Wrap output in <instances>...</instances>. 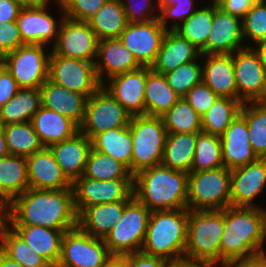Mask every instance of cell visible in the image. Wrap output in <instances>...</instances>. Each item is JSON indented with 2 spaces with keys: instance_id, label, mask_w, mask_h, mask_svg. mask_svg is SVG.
Returning <instances> with one entry per match:
<instances>
[{
  "instance_id": "8fae6325",
  "label": "cell",
  "mask_w": 266,
  "mask_h": 267,
  "mask_svg": "<svg viewBox=\"0 0 266 267\" xmlns=\"http://www.w3.org/2000/svg\"><path fill=\"white\" fill-rule=\"evenodd\" d=\"M111 257L102 238L93 237L77 226L64 233L56 267H101Z\"/></svg>"
},
{
  "instance_id": "e0dca14e",
  "label": "cell",
  "mask_w": 266,
  "mask_h": 267,
  "mask_svg": "<svg viewBox=\"0 0 266 267\" xmlns=\"http://www.w3.org/2000/svg\"><path fill=\"white\" fill-rule=\"evenodd\" d=\"M212 1L213 21L207 39L206 54H233L246 48L241 44L244 39L242 18L225 12L215 0Z\"/></svg>"
},
{
  "instance_id": "5b68a950",
  "label": "cell",
  "mask_w": 266,
  "mask_h": 267,
  "mask_svg": "<svg viewBox=\"0 0 266 267\" xmlns=\"http://www.w3.org/2000/svg\"><path fill=\"white\" fill-rule=\"evenodd\" d=\"M223 210H189L184 260L200 265L220 262Z\"/></svg>"
},
{
  "instance_id": "f546056e",
  "label": "cell",
  "mask_w": 266,
  "mask_h": 267,
  "mask_svg": "<svg viewBox=\"0 0 266 267\" xmlns=\"http://www.w3.org/2000/svg\"><path fill=\"white\" fill-rule=\"evenodd\" d=\"M12 229L39 255L56 267L62 247L64 231L43 226L11 225Z\"/></svg>"
},
{
  "instance_id": "e7e4bbea",
  "label": "cell",
  "mask_w": 266,
  "mask_h": 267,
  "mask_svg": "<svg viewBox=\"0 0 266 267\" xmlns=\"http://www.w3.org/2000/svg\"><path fill=\"white\" fill-rule=\"evenodd\" d=\"M8 154L3 125L0 124V157L7 156Z\"/></svg>"
},
{
  "instance_id": "8d00e7d4",
  "label": "cell",
  "mask_w": 266,
  "mask_h": 267,
  "mask_svg": "<svg viewBox=\"0 0 266 267\" xmlns=\"http://www.w3.org/2000/svg\"><path fill=\"white\" fill-rule=\"evenodd\" d=\"M242 103L231 97H218L210 109L201 117L202 131L221 136L232 120L240 113Z\"/></svg>"
},
{
  "instance_id": "4dcf8cb0",
  "label": "cell",
  "mask_w": 266,
  "mask_h": 267,
  "mask_svg": "<svg viewBox=\"0 0 266 267\" xmlns=\"http://www.w3.org/2000/svg\"><path fill=\"white\" fill-rule=\"evenodd\" d=\"M29 189L28 165L24 156L0 157V196L11 202Z\"/></svg>"
},
{
  "instance_id": "f1b7e54d",
  "label": "cell",
  "mask_w": 266,
  "mask_h": 267,
  "mask_svg": "<svg viewBox=\"0 0 266 267\" xmlns=\"http://www.w3.org/2000/svg\"><path fill=\"white\" fill-rule=\"evenodd\" d=\"M30 122L44 147L62 142L79 132V126L74 121L43 106Z\"/></svg>"
},
{
  "instance_id": "277c9868",
  "label": "cell",
  "mask_w": 266,
  "mask_h": 267,
  "mask_svg": "<svg viewBox=\"0 0 266 267\" xmlns=\"http://www.w3.org/2000/svg\"><path fill=\"white\" fill-rule=\"evenodd\" d=\"M188 217L187 208L151 211L141 252L170 262L183 261Z\"/></svg>"
},
{
  "instance_id": "e575fe53",
  "label": "cell",
  "mask_w": 266,
  "mask_h": 267,
  "mask_svg": "<svg viewBox=\"0 0 266 267\" xmlns=\"http://www.w3.org/2000/svg\"><path fill=\"white\" fill-rule=\"evenodd\" d=\"M91 141L95 150L120 161L131 173L133 144L129 125L99 133Z\"/></svg>"
},
{
  "instance_id": "9a60e30c",
  "label": "cell",
  "mask_w": 266,
  "mask_h": 267,
  "mask_svg": "<svg viewBox=\"0 0 266 267\" xmlns=\"http://www.w3.org/2000/svg\"><path fill=\"white\" fill-rule=\"evenodd\" d=\"M236 53V55H234ZM233 53L237 99L241 103L266 102V71L252 47Z\"/></svg>"
},
{
  "instance_id": "2e32d148",
  "label": "cell",
  "mask_w": 266,
  "mask_h": 267,
  "mask_svg": "<svg viewBox=\"0 0 266 267\" xmlns=\"http://www.w3.org/2000/svg\"><path fill=\"white\" fill-rule=\"evenodd\" d=\"M166 31L159 19L128 23L119 39L142 67H152Z\"/></svg>"
},
{
  "instance_id": "681fc988",
  "label": "cell",
  "mask_w": 266,
  "mask_h": 267,
  "mask_svg": "<svg viewBox=\"0 0 266 267\" xmlns=\"http://www.w3.org/2000/svg\"><path fill=\"white\" fill-rule=\"evenodd\" d=\"M200 117L210 109L218 96L204 83L200 82L183 97Z\"/></svg>"
},
{
  "instance_id": "ee69618b",
  "label": "cell",
  "mask_w": 266,
  "mask_h": 267,
  "mask_svg": "<svg viewBox=\"0 0 266 267\" xmlns=\"http://www.w3.org/2000/svg\"><path fill=\"white\" fill-rule=\"evenodd\" d=\"M167 133H199L202 131L201 117L184 99L180 98L162 116Z\"/></svg>"
},
{
  "instance_id": "52a82bcc",
  "label": "cell",
  "mask_w": 266,
  "mask_h": 267,
  "mask_svg": "<svg viewBox=\"0 0 266 267\" xmlns=\"http://www.w3.org/2000/svg\"><path fill=\"white\" fill-rule=\"evenodd\" d=\"M231 170L220 167L188 176V210H223L231 206Z\"/></svg>"
},
{
  "instance_id": "ba28073f",
  "label": "cell",
  "mask_w": 266,
  "mask_h": 267,
  "mask_svg": "<svg viewBox=\"0 0 266 267\" xmlns=\"http://www.w3.org/2000/svg\"><path fill=\"white\" fill-rule=\"evenodd\" d=\"M151 211L135 197L126 205L120 220L103 239L112 256L140 252Z\"/></svg>"
},
{
  "instance_id": "74e56055",
  "label": "cell",
  "mask_w": 266,
  "mask_h": 267,
  "mask_svg": "<svg viewBox=\"0 0 266 267\" xmlns=\"http://www.w3.org/2000/svg\"><path fill=\"white\" fill-rule=\"evenodd\" d=\"M9 154L28 157L44 148L31 122L3 125Z\"/></svg>"
},
{
  "instance_id": "d590c367",
  "label": "cell",
  "mask_w": 266,
  "mask_h": 267,
  "mask_svg": "<svg viewBox=\"0 0 266 267\" xmlns=\"http://www.w3.org/2000/svg\"><path fill=\"white\" fill-rule=\"evenodd\" d=\"M87 22L98 40L119 38L128 24L122 0H108Z\"/></svg>"
},
{
  "instance_id": "f5cc1de1",
  "label": "cell",
  "mask_w": 266,
  "mask_h": 267,
  "mask_svg": "<svg viewBox=\"0 0 266 267\" xmlns=\"http://www.w3.org/2000/svg\"><path fill=\"white\" fill-rule=\"evenodd\" d=\"M150 1L151 0L144 1L143 4L137 8L135 7L136 5L132 3V1L129 0L130 3L128 4L126 2H123L122 0L123 8L126 13L127 22L128 23H139V22H148L151 20L159 19V13L157 14V16L154 15V17L153 16L151 17L150 15H148V12H150L149 10L152 7L150 4L151 3ZM146 12L147 14H145ZM142 15H143V18H141Z\"/></svg>"
},
{
  "instance_id": "be15d7a7",
  "label": "cell",
  "mask_w": 266,
  "mask_h": 267,
  "mask_svg": "<svg viewBox=\"0 0 266 267\" xmlns=\"http://www.w3.org/2000/svg\"><path fill=\"white\" fill-rule=\"evenodd\" d=\"M101 267H125L122 256H112Z\"/></svg>"
},
{
  "instance_id": "836d02e7",
  "label": "cell",
  "mask_w": 266,
  "mask_h": 267,
  "mask_svg": "<svg viewBox=\"0 0 266 267\" xmlns=\"http://www.w3.org/2000/svg\"><path fill=\"white\" fill-rule=\"evenodd\" d=\"M42 106L40 88H20L18 92L0 108V124L30 122Z\"/></svg>"
},
{
  "instance_id": "484cf974",
  "label": "cell",
  "mask_w": 266,
  "mask_h": 267,
  "mask_svg": "<svg viewBox=\"0 0 266 267\" xmlns=\"http://www.w3.org/2000/svg\"><path fill=\"white\" fill-rule=\"evenodd\" d=\"M201 56L200 51L187 39L174 30H167L151 67L155 72L166 74L175 70L179 65L189 63Z\"/></svg>"
},
{
  "instance_id": "6125c7cd",
  "label": "cell",
  "mask_w": 266,
  "mask_h": 267,
  "mask_svg": "<svg viewBox=\"0 0 266 267\" xmlns=\"http://www.w3.org/2000/svg\"><path fill=\"white\" fill-rule=\"evenodd\" d=\"M0 267H22L18 262L11 260L0 250Z\"/></svg>"
},
{
  "instance_id": "6da1fadb",
  "label": "cell",
  "mask_w": 266,
  "mask_h": 267,
  "mask_svg": "<svg viewBox=\"0 0 266 267\" xmlns=\"http://www.w3.org/2000/svg\"><path fill=\"white\" fill-rule=\"evenodd\" d=\"M9 223L38 225L64 232L77 227L73 189H27L10 202Z\"/></svg>"
},
{
  "instance_id": "4fadbf2b",
  "label": "cell",
  "mask_w": 266,
  "mask_h": 267,
  "mask_svg": "<svg viewBox=\"0 0 266 267\" xmlns=\"http://www.w3.org/2000/svg\"><path fill=\"white\" fill-rule=\"evenodd\" d=\"M74 204L79 214L85 207L130 201L133 195V178L94 180L83 175L72 182Z\"/></svg>"
},
{
  "instance_id": "d4e9b609",
  "label": "cell",
  "mask_w": 266,
  "mask_h": 267,
  "mask_svg": "<svg viewBox=\"0 0 266 267\" xmlns=\"http://www.w3.org/2000/svg\"><path fill=\"white\" fill-rule=\"evenodd\" d=\"M208 57L202 68L204 82L218 97L237 99V85L233 68V54H202Z\"/></svg>"
},
{
  "instance_id": "603a6c76",
  "label": "cell",
  "mask_w": 266,
  "mask_h": 267,
  "mask_svg": "<svg viewBox=\"0 0 266 267\" xmlns=\"http://www.w3.org/2000/svg\"><path fill=\"white\" fill-rule=\"evenodd\" d=\"M97 60L95 61V70L102 85L104 84L102 73L105 71L107 72L106 76L110 79L115 75L142 67L137 62L134 54L123 45L119 38L99 40Z\"/></svg>"
},
{
  "instance_id": "f907efd6",
  "label": "cell",
  "mask_w": 266,
  "mask_h": 267,
  "mask_svg": "<svg viewBox=\"0 0 266 267\" xmlns=\"http://www.w3.org/2000/svg\"><path fill=\"white\" fill-rule=\"evenodd\" d=\"M24 44L16 20L0 23V58Z\"/></svg>"
},
{
  "instance_id": "91938a15",
  "label": "cell",
  "mask_w": 266,
  "mask_h": 267,
  "mask_svg": "<svg viewBox=\"0 0 266 267\" xmlns=\"http://www.w3.org/2000/svg\"><path fill=\"white\" fill-rule=\"evenodd\" d=\"M21 9L39 8L48 6L50 0H14Z\"/></svg>"
},
{
  "instance_id": "83f0119b",
  "label": "cell",
  "mask_w": 266,
  "mask_h": 267,
  "mask_svg": "<svg viewBox=\"0 0 266 267\" xmlns=\"http://www.w3.org/2000/svg\"><path fill=\"white\" fill-rule=\"evenodd\" d=\"M129 201L103 203L85 207L78 214V227L93 237L104 239L120 220Z\"/></svg>"
},
{
  "instance_id": "8992f818",
  "label": "cell",
  "mask_w": 266,
  "mask_h": 267,
  "mask_svg": "<svg viewBox=\"0 0 266 267\" xmlns=\"http://www.w3.org/2000/svg\"><path fill=\"white\" fill-rule=\"evenodd\" d=\"M129 127L133 144L131 174L134 176L161 164L168 133L160 116H132Z\"/></svg>"
},
{
  "instance_id": "db71d44e",
  "label": "cell",
  "mask_w": 266,
  "mask_h": 267,
  "mask_svg": "<svg viewBox=\"0 0 266 267\" xmlns=\"http://www.w3.org/2000/svg\"><path fill=\"white\" fill-rule=\"evenodd\" d=\"M20 89L17 81L0 63V108L5 105Z\"/></svg>"
},
{
  "instance_id": "ab89813d",
  "label": "cell",
  "mask_w": 266,
  "mask_h": 267,
  "mask_svg": "<svg viewBox=\"0 0 266 267\" xmlns=\"http://www.w3.org/2000/svg\"><path fill=\"white\" fill-rule=\"evenodd\" d=\"M249 104L242 103L240 108L247 123L249 142L259 158H266V102Z\"/></svg>"
},
{
  "instance_id": "6f0895ef",
  "label": "cell",
  "mask_w": 266,
  "mask_h": 267,
  "mask_svg": "<svg viewBox=\"0 0 266 267\" xmlns=\"http://www.w3.org/2000/svg\"><path fill=\"white\" fill-rule=\"evenodd\" d=\"M8 221H10V202L0 196V238L9 228V225L7 226Z\"/></svg>"
},
{
  "instance_id": "d6986e66",
  "label": "cell",
  "mask_w": 266,
  "mask_h": 267,
  "mask_svg": "<svg viewBox=\"0 0 266 267\" xmlns=\"http://www.w3.org/2000/svg\"><path fill=\"white\" fill-rule=\"evenodd\" d=\"M266 185V158L231 170V206L258 207L252 200Z\"/></svg>"
},
{
  "instance_id": "03108f58",
  "label": "cell",
  "mask_w": 266,
  "mask_h": 267,
  "mask_svg": "<svg viewBox=\"0 0 266 267\" xmlns=\"http://www.w3.org/2000/svg\"><path fill=\"white\" fill-rule=\"evenodd\" d=\"M168 267H191V262L185 260L180 262H172Z\"/></svg>"
},
{
  "instance_id": "60d3db41",
  "label": "cell",
  "mask_w": 266,
  "mask_h": 267,
  "mask_svg": "<svg viewBox=\"0 0 266 267\" xmlns=\"http://www.w3.org/2000/svg\"><path fill=\"white\" fill-rule=\"evenodd\" d=\"M0 250L22 267H53L10 227L1 237Z\"/></svg>"
},
{
  "instance_id": "f35d334b",
  "label": "cell",
  "mask_w": 266,
  "mask_h": 267,
  "mask_svg": "<svg viewBox=\"0 0 266 267\" xmlns=\"http://www.w3.org/2000/svg\"><path fill=\"white\" fill-rule=\"evenodd\" d=\"M213 21V2L211 6L197 9L174 31L192 43L202 54H206V44Z\"/></svg>"
},
{
  "instance_id": "003e7915",
  "label": "cell",
  "mask_w": 266,
  "mask_h": 267,
  "mask_svg": "<svg viewBox=\"0 0 266 267\" xmlns=\"http://www.w3.org/2000/svg\"><path fill=\"white\" fill-rule=\"evenodd\" d=\"M191 267H213V265H200V264L191 262Z\"/></svg>"
},
{
  "instance_id": "4316f807",
  "label": "cell",
  "mask_w": 266,
  "mask_h": 267,
  "mask_svg": "<svg viewBox=\"0 0 266 267\" xmlns=\"http://www.w3.org/2000/svg\"><path fill=\"white\" fill-rule=\"evenodd\" d=\"M48 6L39 8L21 9L16 19L22 40L28 44H46L55 39L60 28L50 14L46 13ZM58 29V30H57Z\"/></svg>"
},
{
  "instance_id": "b9f144b4",
  "label": "cell",
  "mask_w": 266,
  "mask_h": 267,
  "mask_svg": "<svg viewBox=\"0 0 266 267\" xmlns=\"http://www.w3.org/2000/svg\"><path fill=\"white\" fill-rule=\"evenodd\" d=\"M83 176L94 180L133 178V175L123 163L95 150L93 147L89 151Z\"/></svg>"
},
{
  "instance_id": "7bdbcfd3",
  "label": "cell",
  "mask_w": 266,
  "mask_h": 267,
  "mask_svg": "<svg viewBox=\"0 0 266 267\" xmlns=\"http://www.w3.org/2000/svg\"><path fill=\"white\" fill-rule=\"evenodd\" d=\"M223 166L220 136L199 132L191 172L206 171Z\"/></svg>"
},
{
  "instance_id": "816d5d0a",
  "label": "cell",
  "mask_w": 266,
  "mask_h": 267,
  "mask_svg": "<svg viewBox=\"0 0 266 267\" xmlns=\"http://www.w3.org/2000/svg\"><path fill=\"white\" fill-rule=\"evenodd\" d=\"M125 267H168L172 262L163 258L135 252L122 256Z\"/></svg>"
},
{
  "instance_id": "bcb514c9",
  "label": "cell",
  "mask_w": 266,
  "mask_h": 267,
  "mask_svg": "<svg viewBox=\"0 0 266 267\" xmlns=\"http://www.w3.org/2000/svg\"><path fill=\"white\" fill-rule=\"evenodd\" d=\"M242 27L243 38L249 37L254 43L266 40V0H259L251 6L242 18Z\"/></svg>"
},
{
  "instance_id": "cb8c5ba5",
  "label": "cell",
  "mask_w": 266,
  "mask_h": 267,
  "mask_svg": "<svg viewBox=\"0 0 266 267\" xmlns=\"http://www.w3.org/2000/svg\"><path fill=\"white\" fill-rule=\"evenodd\" d=\"M42 106L53 110L81 125L85 115L87 97L55 84L47 79L40 87Z\"/></svg>"
},
{
  "instance_id": "30bf717a",
  "label": "cell",
  "mask_w": 266,
  "mask_h": 267,
  "mask_svg": "<svg viewBox=\"0 0 266 267\" xmlns=\"http://www.w3.org/2000/svg\"><path fill=\"white\" fill-rule=\"evenodd\" d=\"M43 46L24 44L0 58L20 88H40L48 79L50 54L45 55Z\"/></svg>"
},
{
  "instance_id": "f6af8a7d",
  "label": "cell",
  "mask_w": 266,
  "mask_h": 267,
  "mask_svg": "<svg viewBox=\"0 0 266 267\" xmlns=\"http://www.w3.org/2000/svg\"><path fill=\"white\" fill-rule=\"evenodd\" d=\"M164 75L173 91L183 98L190 89L202 81V67L193 60Z\"/></svg>"
},
{
  "instance_id": "94428289",
  "label": "cell",
  "mask_w": 266,
  "mask_h": 267,
  "mask_svg": "<svg viewBox=\"0 0 266 267\" xmlns=\"http://www.w3.org/2000/svg\"><path fill=\"white\" fill-rule=\"evenodd\" d=\"M259 48H252L255 53L258 55L260 63L266 71V40L260 41L258 43Z\"/></svg>"
},
{
  "instance_id": "7a4b0ae2",
  "label": "cell",
  "mask_w": 266,
  "mask_h": 267,
  "mask_svg": "<svg viewBox=\"0 0 266 267\" xmlns=\"http://www.w3.org/2000/svg\"><path fill=\"white\" fill-rule=\"evenodd\" d=\"M266 211L260 207L228 206L224 209V231L220 243L223 266L236 260L266 255Z\"/></svg>"
},
{
  "instance_id": "5bb4252c",
  "label": "cell",
  "mask_w": 266,
  "mask_h": 267,
  "mask_svg": "<svg viewBox=\"0 0 266 267\" xmlns=\"http://www.w3.org/2000/svg\"><path fill=\"white\" fill-rule=\"evenodd\" d=\"M62 18L52 53L95 63L99 40L89 23Z\"/></svg>"
},
{
  "instance_id": "ac0fdd59",
  "label": "cell",
  "mask_w": 266,
  "mask_h": 267,
  "mask_svg": "<svg viewBox=\"0 0 266 267\" xmlns=\"http://www.w3.org/2000/svg\"><path fill=\"white\" fill-rule=\"evenodd\" d=\"M148 67L115 75L107 91L131 116L145 115V84Z\"/></svg>"
},
{
  "instance_id": "44dd1931",
  "label": "cell",
  "mask_w": 266,
  "mask_h": 267,
  "mask_svg": "<svg viewBox=\"0 0 266 267\" xmlns=\"http://www.w3.org/2000/svg\"><path fill=\"white\" fill-rule=\"evenodd\" d=\"M29 188L59 190L72 188L48 147L26 157Z\"/></svg>"
},
{
  "instance_id": "9c48e42d",
  "label": "cell",
  "mask_w": 266,
  "mask_h": 267,
  "mask_svg": "<svg viewBox=\"0 0 266 267\" xmlns=\"http://www.w3.org/2000/svg\"><path fill=\"white\" fill-rule=\"evenodd\" d=\"M132 116L107 91L105 84L87 98L83 122L79 131L92 140L109 129L125 127Z\"/></svg>"
},
{
  "instance_id": "d6a6232c",
  "label": "cell",
  "mask_w": 266,
  "mask_h": 267,
  "mask_svg": "<svg viewBox=\"0 0 266 267\" xmlns=\"http://www.w3.org/2000/svg\"><path fill=\"white\" fill-rule=\"evenodd\" d=\"M197 135L198 133H168L161 164L190 173Z\"/></svg>"
},
{
  "instance_id": "1f68e13d",
  "label": "cell",
  "mask_w": 266,
  "mask_h": 267,
  "mask_svg": "<svg viewBox=\"0 0 266 267\" xmlns=\"http://www.w3.org/2000/svg\"><path fill=\"white\" fill-rule=\"evenodd\" d=\"M179 99L180 97L168 84L165 75L148 67L145 84V114L162 117Z\"/></svg>"
},
{
  "instance_id": "c3c4849f",
  "label": "cell",
  "mask_w": 266,
  "mask_h": 267,
  "mask_svg": "<svg viewBox=\"0 0 266 267\" xmlns=\"http://www.w3.org/2000/svg\"><path fill=\"white\" fill-rule=\"evenodd\" d=\"M108 0H62L58 2L64 17L76 20L87 21L93 16Z\"/></svg>"
},
{
  "instance_id": "680465c9",
  "label": "cell",
  "mask_w": 266,
  "mask_h": 267,
  "mask_svg": "<svg viewBox=\"0 0 266 267\" xmlns=\"http://www.w3.org/2000/svg\"><path fill=\"white\" fill-rule=\"evenodd\" d=\"M224 267H266V255L250 260H236L227 263Z\"/></svg>"
},
{
  "instance_id": "3957f363",
  "label": "cell",
  "mask_w": 266,
  "mask_h": 267,
  "mask_svg": "<svg viewBox=\"0 0 266 267\" xmlns=\"http://www.w3.org/2000/svg\"><path fill=\"white\" fill-rule=\"evenodd\" d=\"M189 173L162 164L133 176V195L150 211L187 208Z\"/></svg>"
},
{
  "instance_id": "7dc6e473",
  "label": "cell",
  "mask_w": 266,
  "mask_h": 267,
  "mask_svg": "<svg viewBox=\"0 0 266 267\" xmlns=\"http://www.w3.org/2000/svg\"><path fill=\"white\" fill-rule=\"evenodd\" d=\"M193 4V0H158L160 23L168 30L166 18H172L174 24L170 30H175L180 25L175 23V18L183 20L182 22L187 20L197 10L193 8Z\"/></svg>"
},
{
  "instance_id": "ffe728a7",
  "label": "cell",
  "mask_w": 266,
  "mask_h": 267,
  "mask_svg": "<svg viewBox=\"0 0 266 267\" xmlns=\"http://www.w3.org/2000/svg\"><path fill=\"white\" fill-rule=\"evenodd\" d=\"M245 117L239 113L220 136L223 165L229 170L259 159L249 142Z\"/></svg>"
},
{
  "instance_id": "7402d4cb",
  "label": "cell",
  "mask_w": 266,
  "mask_h": 267,
  "mask_svg": "<svg viewBox=\"0 0 266 267\" xmlns=\"http://www.w3.org/2000/svg\"><path fill=\"white\" fill-rule=\"evenodd\" d=\"M66 177L73 182L84 174L92 141L80 131L48 147Z\"/></svg>"
},
{
  "instance_id": "9f6ffc18",
  "label": "cell",
  "mask_w": 266,
  "mask_h": 267,
  "mask_svg": "<svg viewBox=\"0 0 266 267\" xmlns=\"http://www.w3.org/2000/svg\"><path fill=\"white\" fill-rule=\"evenodd\" d=\"M21 8L14 0H0V23L15 21Z\"/></svg>"
},
{
  "instance_id": "7c38bea8",
  "label": "cell",
  "mask_w": 266,
  "mask_h": 267,
  "mask_svg": "<svg viewBox=\"0 0 266 267\" xmlns=\"http://www.w3.org/2000/svg\"><path fill=\"white\" fill-rule=\"evenodd\" d=\"M48 79L70 91L89 98L102 86L95 70V63L50 53Z\"/></svg>"
},
{
  "instance_id": "11a10c76",
  "label": "cell",
  "mask_w": 266,
  "mask_h": 267,
  "mask_svg": "<svg viewBox=\"0 0 266 267\" xmlns=\"http://www.w3.org/2000/svg\"><path fill=\"white\" fill-rule=\"evenodd\" d=\"M225 12L243 18L251 6L259 0H215Z\"/></svg>"
}]
</instances>
